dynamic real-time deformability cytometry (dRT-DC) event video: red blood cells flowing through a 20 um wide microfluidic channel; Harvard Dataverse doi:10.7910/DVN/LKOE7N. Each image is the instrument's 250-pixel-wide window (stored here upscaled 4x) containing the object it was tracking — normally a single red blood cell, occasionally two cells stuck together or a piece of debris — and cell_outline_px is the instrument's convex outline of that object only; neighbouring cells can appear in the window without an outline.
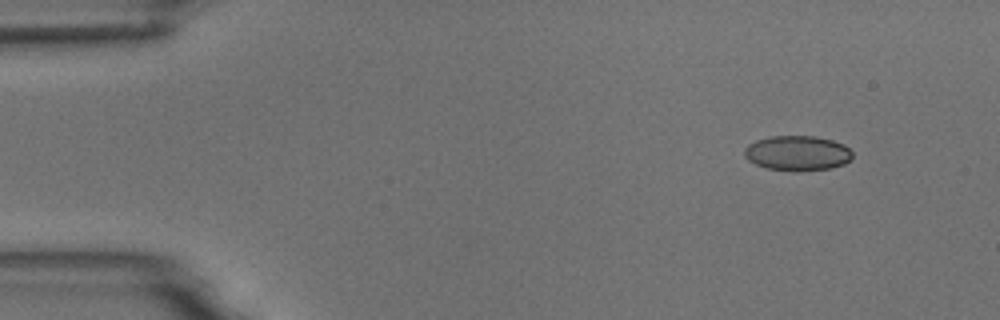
{"species": "common noctule bat (a hibernating species)", "species_latin": "Nyctalus noctula", "temperature_condition": "room temperature", "stored_images_in_passage": 5, "camera_frame_rate_fps": 3000, "um_per_image_px": 0.085, "animal": {"sex": "male", "body_mass_g": 18.8}, "frame": {"image": 1, "passage_image": 1, "time_ms": 0.0, "image_size_px": [1000, 320], "cell_outline_px": [[852, 156], [844, 164], [832, 168], [800, 172], [768, 168], [756, 164], [748, 160], [744, 156], [744, 148], [748, 144], [756, 140], [772, 136], [816, 136], [832, 140], [844, 144], [852, 152]], "centroid_in_image_um": [67.78, 13.02], "position_along_channel_um": 17.2, "area_um2": 22.14}}
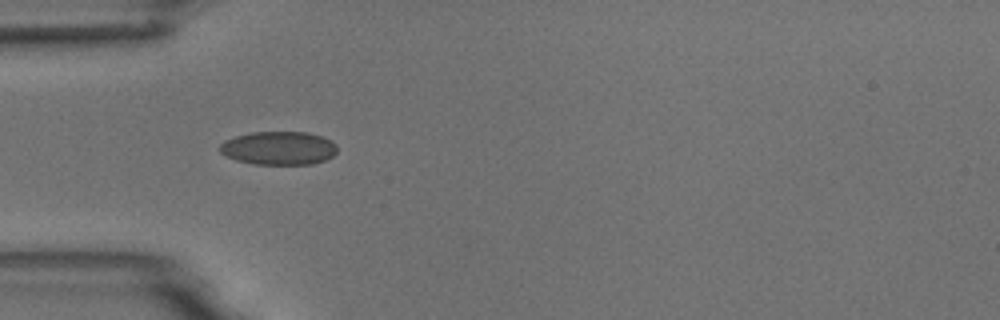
{"frame": {"image": 2, "passage_image": 4, "time_ms": 3.667, "image_size_px": [1000, 320], "cell_outline_px": [[336, 152], [332, 156], [324, 160], [312, 164], [252, 164], [236, 160], [220, 152], [220, 144], [224, 140], [236, 136], [252, 132], [308, 132], [332, 140], [336, 144]], "centroid_in_image_um": [23.69, 12.58], "position_along_channel_um": 61.3, "area_um2": 22.83}}
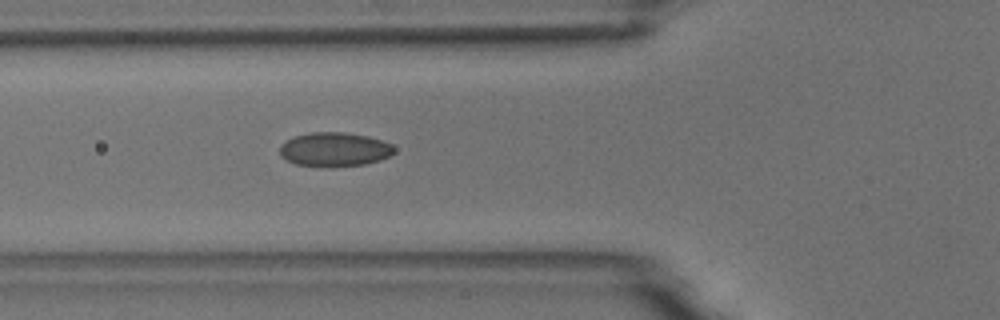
{"frame": {"image": 3, "passage_image": 5, "time_ms": 4.667, "image_size_px": [1000, 320], "cell_outline_px": [[396, 148], [388, 156], [380, 160], [364, 164], [296, 164], [280, 156], [280, 144], [296, 136], [308, 132], [344, 132], [368, 136], [392, 144]], "centroid_in_image_um": [28.44, 12.65], "position_along_channel_um": 97.4, "area_um2": 21.85}}